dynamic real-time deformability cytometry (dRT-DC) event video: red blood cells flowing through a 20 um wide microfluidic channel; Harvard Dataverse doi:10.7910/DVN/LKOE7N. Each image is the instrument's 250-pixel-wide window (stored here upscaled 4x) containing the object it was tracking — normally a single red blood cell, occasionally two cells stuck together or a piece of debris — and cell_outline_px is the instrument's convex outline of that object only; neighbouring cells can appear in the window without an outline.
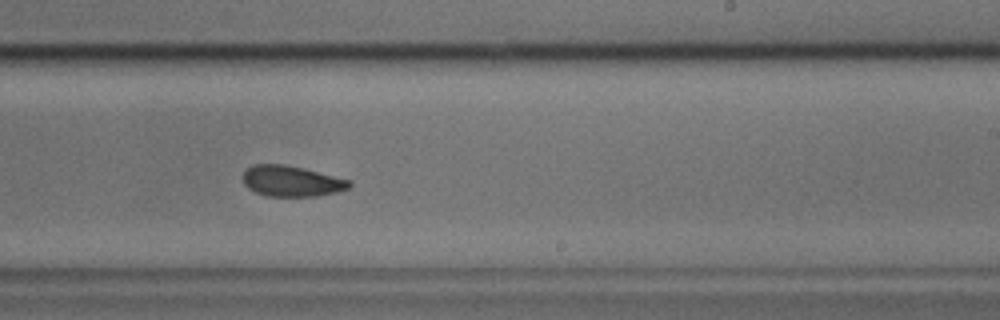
{"species": "common noctule bat (a hibernating species)", "species_latin": "Nyctalus noctula", "temperature_condition": "cold", "stored_images_in_passage": 31, "camera_frame_rate_fps": 3000, "um_per_image_px": 0.085, "animal": {"sex": "male", "body_mass_g": 17.9, "forearm_length_mm": 54.2}, "frame": {"image": 1, "passage_image": 18, "time_ms": 5.667, "image_size_px": [1000, 320], "cell_outline_px": [[352, 184], [348, 188], [336, 192], [316, 196], [268, 196], [256, 192], [248, 188], [244, 184], [244, 172], [252, 164], [284, 164], [304, 168], [352, 180]], "centroid_in_image_um": [24.8, 15.39], "position_along_channel_um": 264.2, "area_um2": 19.07}}
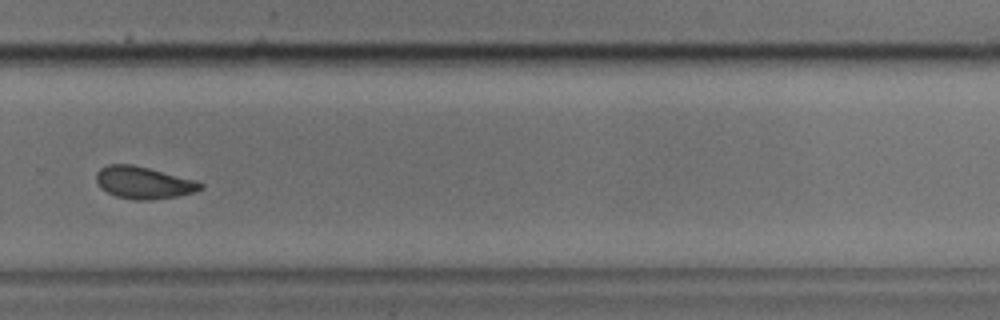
{"frame": {"image": 2, "passage_image": 22, "time_ms": 7.0, "image_size_px": [1000, 320], "cell_outline_px": [[204, 188], [196, 192], [176, 196], [148, 200], [136, 200], [116, 196], [100, 188], [96, 180], [96, 172], [100, 168], [108, 164], [132, 164], [196, 180], [204, 184]], "centroid_in_image_um": [12.21, 15.52], "position_along_channel_um": 317.6, "area_um2": 19.54}}